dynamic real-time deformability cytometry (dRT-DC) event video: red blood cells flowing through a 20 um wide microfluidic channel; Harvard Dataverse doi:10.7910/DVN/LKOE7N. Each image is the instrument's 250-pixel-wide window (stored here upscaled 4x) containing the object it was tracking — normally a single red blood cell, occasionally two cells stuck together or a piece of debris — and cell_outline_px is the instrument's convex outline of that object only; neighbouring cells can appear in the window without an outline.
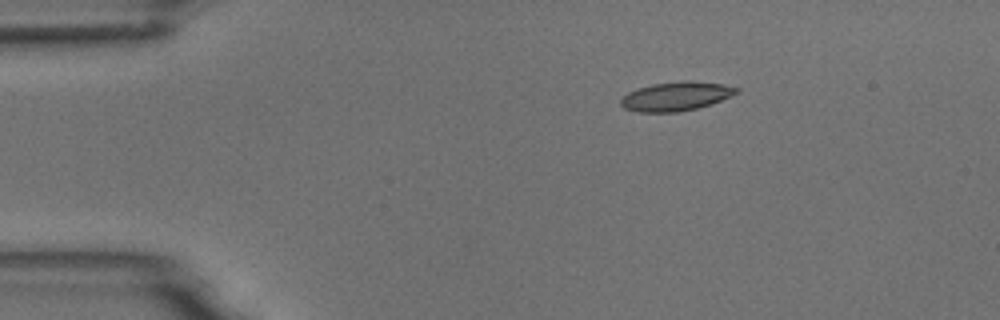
{"species": "common noctule bat (a hibernating species)", "species_latin": "Nyctalus noctula", "temperature_condition": "room temperature", "stored_images_in_passage": 4, "camera_frame_rate_fps": 3000, "um_per_image_px": 0.085, "animal": {"sex": "male", "body_mass_g": 18.8}, "frame": {"image": 1, "passage_image": 2, "time_ms": 2.333, "image_size_px": [1000, 320], "cell_outline_px": [[740, 92], [712, 104], [680, 112], [640, 112], [624, 108], [620, 104], [620, 100], [628, 92], [636, 88], [652, 84], [680, 80], [692, 80], [724, 84], [740, 88]], "centroid_in_image_um": [57.49, 8.17], "position_along_channel_um": 27.5, "area_um2": 19.83}}